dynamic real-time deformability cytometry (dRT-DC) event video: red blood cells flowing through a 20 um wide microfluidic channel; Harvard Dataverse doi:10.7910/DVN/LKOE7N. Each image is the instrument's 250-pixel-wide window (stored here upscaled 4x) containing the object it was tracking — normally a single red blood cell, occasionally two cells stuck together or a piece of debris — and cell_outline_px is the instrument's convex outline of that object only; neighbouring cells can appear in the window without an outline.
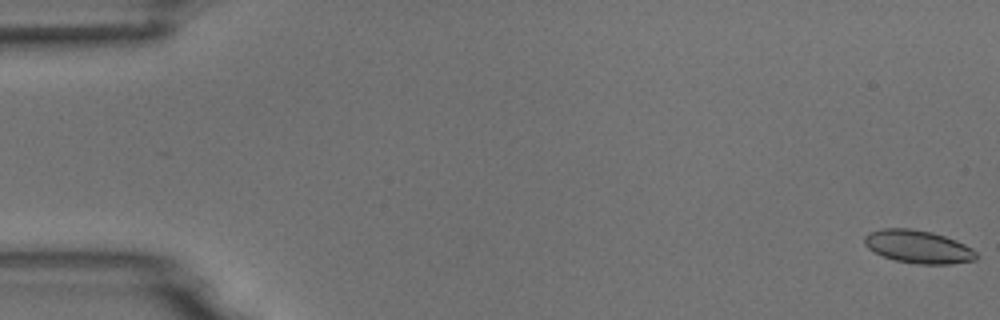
{"species": "common noctule bat (a hibernating species)", "species_latin": "Nyctalus noctula", "temperature_condition": "room temperature", "stored_images_in_passage": 14, "camera_frame_rate_fps": 3000, "um_per_image_px": 0.085, "animal": {"sex": "male", "body_mass_g": 18.8}, "frame": {"image": 1, "passage_image": 1, "time_ms": 0.0, "image_size_px": [1000, 320], "cell_outline_px": [[980, 256], [976, 260], [952, 264], [916, 264], [896, 260], [884, 256], [868, 248], [864, 244], [864, 236], [868, 232], [880, 228], [908, 228], [932, 232], [956, 240], [972, 248]], "centroid_in_image_um": [78.06, 20.97], "position_along_channel_um": 6.9, "area_um2": 21.62}}
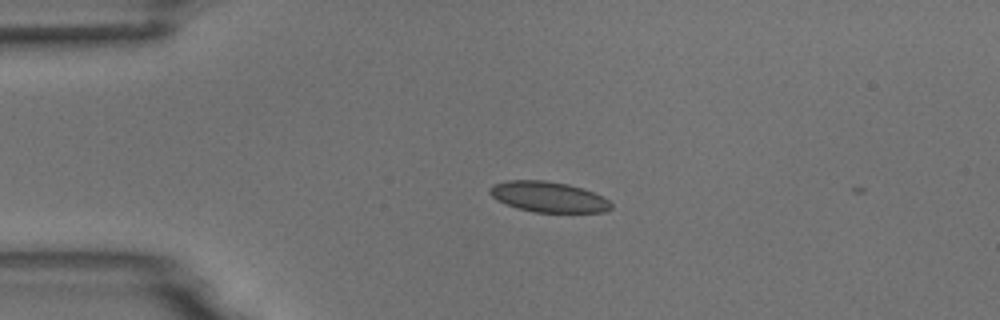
{"frame": {"image": 2, "passage_image": 13, "time_ms": 4.0, "image_size_px": [1000, 320], "cell_outline_px": [[612, 208], [604, 212], [536, 212], [516, 208], [496, 200], [488, 192], [488, 188], [492, 184], [508, 180], [544, 180], [568, 184], [592, 192], [608, 200], [612, 204]], "centroid_in_image_um": [46.56, 16.73], "position_along_channel_um": 38.4, "area_um2": 21.56}}